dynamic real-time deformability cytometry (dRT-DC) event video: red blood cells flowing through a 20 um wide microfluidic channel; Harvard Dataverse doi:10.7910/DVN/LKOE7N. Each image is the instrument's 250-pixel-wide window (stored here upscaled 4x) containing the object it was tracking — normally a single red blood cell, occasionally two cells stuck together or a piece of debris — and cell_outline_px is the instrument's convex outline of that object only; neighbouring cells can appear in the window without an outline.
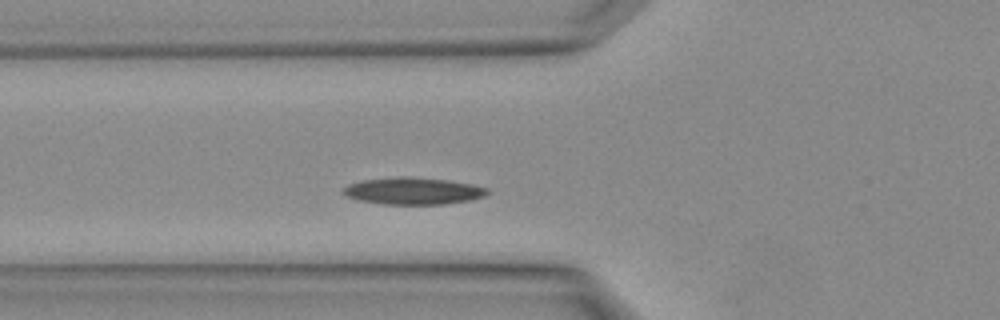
{"species": "Egyptian fruit bat (a non-hibernating species)", "species_latin": "Rousettus aegyptiacus", "temperature_condition": "warm", "stored_images_in_passage": 4, "camera_frame_rate_fps": 3000, "um_per_image_px": 0.085, "animal": {"sex": "female"}, "frame": {"image": 1, "passage_image": 4, "time_ms": 1.0, "image_size_px": [1000, 320], "cell_outline_px": [[488, 192], [484, 196], [468, 200], [444, 204], [384, 204], [360, 200], [348, 196], [340, 192], [348, 184], [364, 180], [404, 176], [444, 180], [468, 184], [488, 188]], "centroid_in_image_um": [35.08, 16.23], "position_along_channel_um": 90.7, "area_um2": 22.14}}